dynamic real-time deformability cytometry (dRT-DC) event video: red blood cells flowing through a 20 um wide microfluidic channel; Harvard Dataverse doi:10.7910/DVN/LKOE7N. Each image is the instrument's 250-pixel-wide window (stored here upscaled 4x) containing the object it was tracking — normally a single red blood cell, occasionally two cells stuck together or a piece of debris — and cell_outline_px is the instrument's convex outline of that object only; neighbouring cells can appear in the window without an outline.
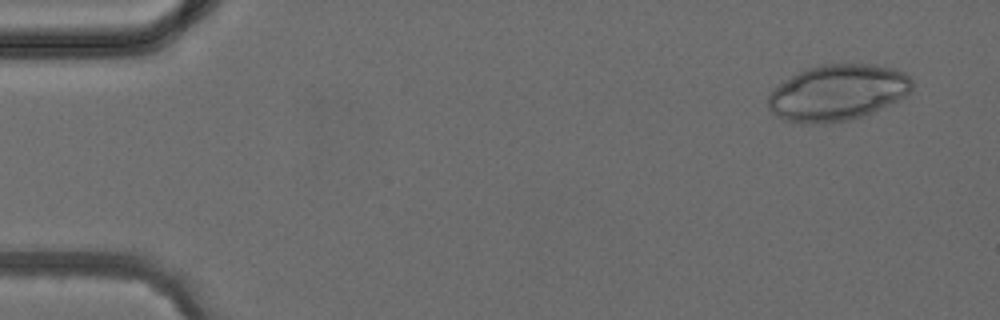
{"species": "common noctule bat (a hibernating species)", "species_latin": "Nyctalus noctula", "temperature_condition": "cold", "stored_images_in_passage": 4, "camera_frame_rate_fps": 3000, "um_per_image_px": 0.085, "animal": {"sex": "female", "body_mass_g": 24.6, "forearm_length_mm": 56.2}, "frame": {"image": 1, "passage_image": 1, "time_ms": 0.0, "image_size_px": [1000, 320], "cell_outline_px": [[912, 88], [904, 96], [896, 100], [860, 116], [848, 120], [804, 124], [784, 120], [776, 116], [768, 108], [768, 96], [780, 84], [792, 76], [808, 68], [824, 64], [876, 64], [896, 68], [904, 72], [912, 80]], "centroid_in_image_um": [71.18, 7.85], "position_along_channel_um": 13.8, "area_um2": 46.3}}